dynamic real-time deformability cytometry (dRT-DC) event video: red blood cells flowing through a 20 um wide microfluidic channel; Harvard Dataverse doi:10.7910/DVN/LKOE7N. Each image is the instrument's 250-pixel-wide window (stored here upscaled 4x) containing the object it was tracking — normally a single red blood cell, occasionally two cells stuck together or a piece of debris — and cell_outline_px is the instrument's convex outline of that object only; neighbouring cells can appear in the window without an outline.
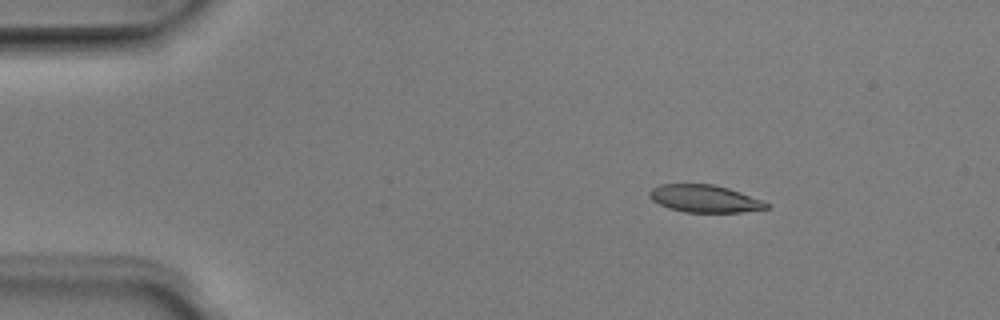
{"species": "Egyptian fruit bat (a non-hibernating species)", "species_latin": "Rousettus aegyptiacus", "temperature_condition": "room temperature", "stored_images_in_passage": 4, "camera_frame_rate_fps": 3000, "um_per_image_px": 0.085, "animal": {"sex": "male"}, "frame": {"image": 1, "passage_image": 2, "time_ms": 0.333, "image_size_px": [1000, 320], "cell_outline_px": [[772, 204], [768, 208], [740, 212], [684, 212], [668, 208], [652, 200], [648, 196], [648, 192], [652, 188], [660, 184], [712, 184], [728, 188], [740, 192]], "centroid_in_image_um": [59.87, 16.88], "position_along_channel_um": 25.1, "area_um2": 18.67}}